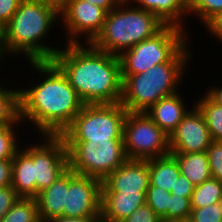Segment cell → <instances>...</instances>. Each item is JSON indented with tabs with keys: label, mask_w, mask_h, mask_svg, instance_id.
Returning <instances> with one entry per match:
<instances>
[{
	"label": "cell",
	"mask_w": 222,
	"mask_h": 222,
	"mask_svg": "<svg viewBox=\"0 0 222 222\" xmlns=\"http://www.w3.org/2000/svg\"><path fill=\"white\" fill-rule=\"evenodd\" d=\"M27 63L29 77L24 78V82L17 80L22 83L19 86L20 120L30 131L28 134L34 132L32 136L61 135L85 103L52 61Z\"/></svg>",
	"instance_id": "1"
},
{
	"label": "cell",
	"mask_w": 222,
	"mask_h": 222,
	"mask_svg": "<svg viewBox=\"0 0 222 222\" xmlns=\"http://www.w3.org/2000/svg\"><path fill=\"white\" fill-rule=\"evenodd\" d=\"M85 104H116L122 98L120 60L90 43H64L51 60Z\"/></svg>",
	"instance_id": "2"
},
{
	"label": "cell",
	"mask_w": 222,
	"mask_h": 222,
	"mask_svg": "<svg viewBox=\"0 0 222 222\" xmlns=\"http://www.w3.org/2000/svg\"><path fill=\"white\" fill-rule=\"evenodd\" d=\"M57 24H60V13L53 7L35 0H22L9 23L1 30V62L9 57L8 60L18 58L17 61L22 57V61L26 62L51 61L64 44L58 41L51 45L52 41H49L52 36L56 37L54 30Z\"/></svg>",
	"instance_id": "3"
},
{
	"label": "cell",
	"mask_w": 222,
	"mask_h": 222,
	"mask_svg": "<svg viewBox=\"0 0 222 222\" xmlns=\"http://www.w3.org/2000/svg\"><path fill=\"white\" fill-rule=\"evenodd\" d=\"M192 43L194 39H190L168 62L155 65L143 73L121 75L120 103L123 107L129 112H146L161 98L182 90L183 82L188 79L185 76L190 74V62L195 59L192 57L195 54V50L191 49Z\"/></svg>",
	"instance_id": "4"
},
{
	"label": "cell",
	"mask_w": 222,
	"mask_h": 222,
	"mask_svg": "<svg viewBox=\"0 0 222 222\" xmlns=\"http://www.w3.org/2000/svg\"><path fill=\"white\" fill-rule=\"evenodd\" d=\"M164 26L153 13L123 0L106 14L101 31L90 44L98 50L119 56L123 51L151 38Z\"/></svg>",
	"instance_id": "5"
},
{
	"label": "cell",
	"mask_w": 222,
	"mask_h": 222,
	"mask_svg": "<svg viewBox=\"0 0 222 222\" xmlns=\"http://www.w3.org/2000/svg\"><path fill=\"white\" fill-rule=\"evenodd\" d=\"M188 31L175 25H165L151 38L123 51L118 56L121 75L143 73L168 62L191 39L192 34Z\"/></svg>",
	"instance_id": "6"
},
{
	"label": "cell",
	"mask_w": 222,
	"mask_h": 222,
	"mask_svg": "<svg viewBox=\"0 0 222 222\" xmlns=\"http://www.w3.org/2000/svg\"><path fill=\"white\" fill-rule=\"evenodd\" d=\"M127 110L116 104H85L60 135L64 141L123 140Z\"/></svg>",
	"instance_id": "7"
},
{
	"label": "cell",
	"mask_w": 222,
	"mask_h": 222,
	"mask_svg": "<svg viewBox=\"0 0 222 222\" xmlns=\"http://www.w3.org/2000/svg\"><path fill=\"white\" fill-rule=\"evenodd\" d=\"M69 168L103 181L126 160L123 140L65 141Z\"/></svg>",
	"instance_id": "8"
},
{
	"label": "cell",
	"mask_w": 222,
	"mask_h": 222,
	"mask_svg": "<svg viewBox=\"0 0 222 222\" xmlns=\"http://www.w3.org/2000/svg\"><path fill=\"white\" fill-rule=\"evenodd\" d=\"M123 144L127 159L150 160L170 154L169 135L145 112H127Z\"/></svg>",
	"instance_id": "9"
},
{
	"label": "cell",
	"mask_w": 222,
	"mask_h": 222,
	"mask_svg": "<svg viewBox=\"0 0 222 222\" xmlns=\"http://www.w3.org/2000/svg\"><path fill=\"white\" fill-rule=\"evenodd\" d=\"M107 12L83 0H68L60 12L63 43H90L101 31ZM63 27V28H62ZM65 37V38H64Z\"/></svg>",
	"instance_id": "10"
},
{
	"label": "cell",
	"mask_w": 222,
	"mask_h": 222,
	"mask_svg": "<svg viewBox=\"0 0 222 222\" xmlns=\"http://www.w3.org/2000/svg\"><path fill=\"white\" fill-rule=\"evenodd\" d=\"M32 138H35L32 142L37 197L69 168V163L66 144L60 135H35Z\"/></svg>",
	"instance_id": "11"
},
{
	"label": "cell",
	"mask_w": 222,
	"mask_h": 222,
	"mask_svg": "<svg viewBox=\"0 0 222 222\" xmlns=\"http://www.w3.org/2000/svg\"><path fill=\"white\" fill-rule=\"evenodd\" d=\"M102 181L80 175L68 168V191H66L63 217H100Z\"/></svg>",
	"instance_id": "12"
},
{
	"label": "cell",
	"mask_w": 222,
	"mask_h": 222,
	"mask_svg": "<svg viewBox=\"0 0 222 222\" xmlns=\"http://www.w3.org/2000/svg\"><path fill=\"white\" fill-rule=\"evenodd\" d=\"M212 142L205 119L195 105L169 135L170 153L206 152Z\"/></svg>",
	"instance_id": "13"
},
{
	"label": "cell",
	"mask_w": 222,
	"mask_h": 222,
	"mask_svg": "<svg viewBox=\"0 0 222 222\" xmlns=\"http://www.w3.org/2000/svg\"><path fill=\"white\" fill-rule=\"evenodd\" d=\"M149 186V160L127 159L102 181L101 192H147Z\"/></svg>",
	"instance_id": "14"
},
{
	"label": "cell",
	"mask_w": 222,
	"mask_h": 222,
	"mask_svg": "<svg viewBox=\"0 0 222 222\" xmlns=\"http://www.w3.org/2000/svg\"><path fill=\"white\" fill-rule=\"evenodd\" d=\"M183 95L185 94H182L180 90L173 95L161 98L145 112L168 135L177 128L183 117L195 105L194 100L188 104L187 98L185 99Z\"/></svg>",
	"instance_id": "15"
},
{
	"label": "cell",
	"mask_w": 222,
	"mask_h": 222,
	"mask_svg": "<svg viewBox=\"0 0 222 222\" xmlns=\"http://www.w3.org/2000/svg\"><path fill=\"white\" fill-rule=\"evenodd\" d=\"M22 144L12 159L11 186L20 198H36L32 138L25 139Z\"/></svg>",
	"instance_id": "16"
},
{
	"label": "cell",
	"mask_w": 222,
	"mask_h": 222,
	"mask_svg": "<svg viewBox=\"0 0 222 222\" xmlns=\"http://www.w3.org/2000/svg\"><path fill=\"white\" fill-rule=\"evenodd\" d=\"M146 193L101 192L102 222H122L146 204Z\"/></svg>",
	"instance_id": "17"
},
{
	"label": "cell",
	"mask_w": 222,
	"mask_h": 222,
	"mask_svg": "<svg viewBox=\"0 0 222 222\" xmlns=\"http://www.w3.org/2000/svg\"><path fill=\"white\" fill-rule=\"evenodd\" d=\"M133 6L156 15L165 25H175L185 30L188 20L189 0H128ZM188 24V25H187ZM187 27V28H186Z\"/></svg>",
	"instance_id": "18"
},
{
	"label": "cell",
	"mask_w": 222,
	"mask_h": 222,
	"mask_svg": "<svg viewBox=\"0 0 222 222\" xmlns=\"http://www.w3.org/2000/svg\"><path fill=\"white\" fill-rule=\"evenodd\" d=\"M66 191H68V169L60 175L49 187L38 193V215L41 222L63 216Z\"/></svg>",
	"instance_id": "19"
},
{
	"label": "cell",
	"mask_w": 222,
	"mask_h": 222,
	"mask_svg": "<svg viewBox=\"0 0 222 222\" xmlns=\"http://www.w3.org/2000/svg\"><path fill=\"white\" fill-rule=\"evenodd\" d=\"M177 160L180 174L194 185H200L210 179L209 160L207 152L171 153Z\"/></svg>",
	"instance_id": "20"
},
{
	"label": "cell",
	"mask_w": 222,
	"mask_h": 222,
	"mask_svg": "<svg viewBox=\"0 0 222 222\" xmlns=\"http://www.w3.org/2000/svg\"><path fill=\"white\" fill-rule=\"evenodd\" d=\"M150 186L160 187L168 192L174 188L180 175L176 158L170 153L149 160Z\"/></svg>",
	"instance_id": "21"
},
{
	"label": "cell",
	"mask_w": 222,
	"mask_h": 222,
	"mask_svg": "<svg viewBox=\"0 0 222 222\" xmlns=\"http://www.w3.org/2000/svg\"><path fill=\"white\" fill-rule=\"evenodd\" d=\"M2 77H4L5 82L1 80ZM5 77L7 76L2 74L0 78V125H24L20 120L19 84L12 82V86L10 85L11 80L6 83Z\"/></svg>",
	"instance_id": "22"
},
{
	"label": "cell",
	"mask_w": 222,
	"mask_h": 222,
	"mask_svg": "<svg viewBox=\"0 0 222 222\" xmlns=\"http://www.w3.org/2000/svg\"><path fill=\"white\" fill-rule=\"evenodd\" d=\"M198 97L194 104L205 119L212 141L222 142V105L215 102L205 91L199 93Z\"/></svg>",
	"instance_id": "23"
},
{
	"label": "cell",
	"mask_w": 222,
	"mask_h": 222,
	"mask_svg": "<svg viewBox=\"0 0 222 222\" xmlns=\"http://www.w3.org/2000/svg\"><path fill=\"white\" fill-rule=\"evenodd\" d=\"M23 126L24 125H0V160H12L16 152L21 148L20 144L24 141V135L26 137H32L28 135L26 128ZM23 131L27 134H24ZM20 132L23 133V136H21L22 134Z\"/></svg>",
	"instance_id": "24"
},
{
	"label": "cell",
	"mask_w": 222,
	"mask_h": 222,
	"mask_svg": "<svg viewBox=\"0 0 222 222\" xmlns=\"http://www.w3.org/2000/svg\"><path fill=\"white\" fill-rule=\"evenodd\" d=\"M190 200L191 208H202L222 201V182L211 177L195 186Z\"/></svg>",
	"instance_id": "25"
},
{
	"label": "cell",
	"mask_w": 222,
	"mask_h": 222,
	"mask_svg": "<svg viewBox=\"0 0 222 222\" xmlns=\"http://www.w3.org/2000/svg\"><path fill=\"white\" fill-rule=\"evenodd\" d=\"M0 222H41L36 198H19Z\"/></svg>",
	"instance_id": "26"
},
{
	"label": "cell",
	"mask_w": 222,
	"mask_h": 222,
	"mask_svg": "<svg viewBox=\"0 0 222 222\" xmlns=\"http://www.w3.org/2000/svg\"><path fill=\"white\" fill-rule=\"evenodd\" d=\"M220 12H222V0H189L188 18H198L200 27Z\"/></svg>",
	"instance_id": "27"
},
{
	"label": "cell",
	"mask_w": 222,
	"mask_h": 222,
	"mask_svg": "<svg viewBox=\"0 0 222 222\" xmlns=\"http://www.w3.org/2000/svg\"><path fill=\"white\" fill-rule=\"evenodd\" d=\"M171 192L157 186H149L146 193V204L161 218L168 222V206Z\"/></svg>",
	"instance_id": "28"
},
{
	"label": "cell",
	"mask_w": 222,
	"mask_h": 222,
	"mask_svg": "<svg viewBox=\"0 0 222 222\" xmlns=\"http://www.w3.org/2000/svg\"><path fill=\"white\" fill-rule=\"evenodd\" d=\"M191 198L172 195L168 206V222L188 221L191 215Z\"/></svg>",
	"instance_id": "29"
},
{
	"label": "cell",
	"mask_w": 222,
	"mask_h": 222,
	"mask_svg": "<svg viewBox=\"0 0 222 222\" xmlns=\"http://www.w3.org/2000/svg\"><path fill=\"white\" fill-rule=\"evenodd\" d=\"M190 222H222V201L202 208H192Z\"/></svg>",
	"instance_id": "30"
},
{
	"label": "cell",
	"mask_w": 222,
	"mask_h": 222,
	"mask_svg": "<svg viewBox=\"0 0 222 222\" xmlns=\"http://www.w3.org/2000/svg\"><path fill=\"white\" fill-rule=\"evenodd\" d=\"M206 152L212 178L222 182V142H212Z\"/></svg>",
	"instance_id": "31"
},
{
	"label": "cell",
	"mask_w": 222,
	"mask_h": 222,
	"mask_svg": "<svg viewBox=\"0 0 222 222\" xmlns=\"http://www.w3.org/2000/svg\"><path fill=\"white\" fill-rule=\"evenodd\" d=\"M122 222H162V220L147 204H144Z\"/></svg>",
	"instance_id": "32"
},
{
	"label": "cell",
	"mask_w": 222,
	"mask_h": 222,
	"mask_svg": "<svg viewBox=\"0 0 222 222\" xmlns=\"http://www.w3.org/2000/svg\"><path fill=\"white\" fill-rule=\"evenodd\" d=\"M19 198L11 185L0 188V220L8 213Z\"/></svg>",
	"instance_id": "33"
},
{
	"label": "cell",
	"mask_w": 222,
	"mask_h": 222,
	"mask_svg": "<svg viewBox=\"0 0 222 222\" xmlns=\"http://www.w3.org/2000/svg\"><path fill=\"white\" fill-rule=\"evenodd\" d=\"M22 0H0V33L17 11Z\"/></svg>",
	"instance_id": "34"
},
{
	"label": "cell",
	"mask_w": 222,
	"mask_h": 222,
	"mask_svg": "<svg viewBox=\"0 0 222 222\" xmlns=\"http://www.w3.org/2000/svg\"><path fill=\"white\" fill-rule=\"evenodd\" d=\"M203 28L209 38H213L216 43L219 41L220 45L222 44V12L211 18Z\"/></svg>",
	"instance_id": "35"
},
{
	"label": "cell",
	"mask_w": 222,
	"mask_h": 222,
	"mask_svg": "<svg viewBox=\"0 0 222 222\" xmlns=\"http://www.w3.org/2000/svg\"><path fill=\"white\" fill-rule=\"evenodd\" d=\"M195 186L182 174L176 180L174 188L171 189L172 195L191 198Z\"/></svg>",
	"instance_id": "36"
},
{
	"label": "cell",
	"mask_w": 222,
	"mask_h": 222,
	"mask_svg": "<svg viewBox=\"0 0 222 222\" xmlns=\"http://www.w3.org/2000/svg\"><path fill=\"white\" fill-rule=\"evenodd\" d=\"M12 184V160H0V188Z\"/></svg>",
	"instance_id": "37"
},
{
	"label": "cell",
	"mask_w": 222,
	"mask_h": 222,
	"mask_svg": "<svg viewBox=\"0 0 222 222\" xmlns=\"http://www.w3.org/2000/svg\"><path fill=\"white\" fill-rule=\"evenodd\" d=\"M220 82L221 80L218 82L217 80L211 81L210 83L213 84H209L208 87H205L203 91H205L219 105H222V82Z\"/></svg>",
	"instance_id": "38"
},
{
	"label": "cell",
	"mask_w": 222,
	"mask_h": 222,
	"mask_svg": "<svg viewBox=\"0 0 222 222\" xmlns=\"http://www.w3.org/2000/svg\"><path fill=\"white\" fill-rule=\"evenodd\" d=\"M104 9L107 13L116 8L123 0H83Z\"/></svg>",
	"instance_id": "39"
},
{
	"label": "cell",
	"mask_w": 222,
	"mask_h": 222,
	"mask_svg": "<svg viewBox=\"0 0 222 222\" xmlns=\"http://www.w3.org/2000/svg\"><path fill=\"white\" fill-rule=\"evenodd\" d=\"M100 217H57L48 222H99Z\"/></svg>",
	"instance_id": "40"
},
{
	"label": "cell",
	"mask_w": 222,
	"mask_h": 222,
	"mask_svg": "<svg viewBox=\"0 0 222 222\" xmlns=\"http://www.w3.org/2000/svg\"><path fill=\"white\" fill-rule=\"evenodd\" d=\"M35 1L53 7L55 10H57L60 13L65 8L68 0H35Z\"/></svg>",
	"instance_id": "41"
},
{
	"label": "cell",
	"mask_w": 222,
	"mask_h": 222,
	"mask_svg": "<svg viewBox=\"0 0 222 222\" xmlns=\"http://www.w3.org/2000/svg\"><path fill=\"white\" fill-rule=\"evenodd\" d=\"M8 62H9V61L7 60V61L3 64V63L1 62V60H0V64H1L2 66L6 65V63L8 64ZM1 65H0V72L2 71V69H1L2 66H1Z\"/></svg>",
	"instance_id": "42"
}]
</instances>
